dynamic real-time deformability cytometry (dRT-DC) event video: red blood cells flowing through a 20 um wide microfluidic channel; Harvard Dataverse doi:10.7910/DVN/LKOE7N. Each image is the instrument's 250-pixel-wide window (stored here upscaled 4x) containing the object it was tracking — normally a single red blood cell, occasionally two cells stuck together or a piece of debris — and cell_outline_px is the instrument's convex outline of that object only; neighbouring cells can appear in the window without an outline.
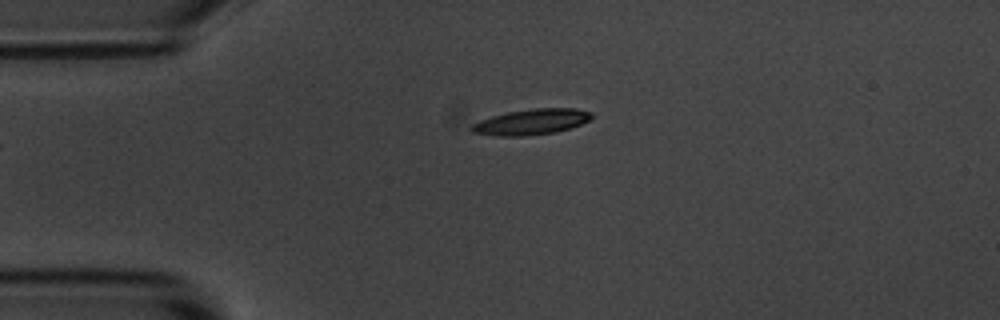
{"species": "common noctule bat (a hibernating species)", "species_latin": "Nyctalus noctula", "temperature_condition": "room temperature", "stored_images_in_passage": 1, "camera_frame_rate_fps": 3000, "um_per_image_px": 0.085, "animal": {"sex": "male", "body_mass_g": 20.1, "forearm_length_mm": 53.5}, "frame": {"image": 1, "passage_image": 1, "time_ms": 0.0, "image_size_px": [1000, 320], "cell_outline_px": [[592, 116], [588, 120], [580, 124], [556, 132], [524, 136], [496, 136], [472, 132], [468, 128], [472, 124], [480, 120], [492, 116], [508, 112], [536, 108], [576, 108], [592, 112]], "centroid_in_image_um": [45.13, 10.36], "position_along_channel_um": 39.9, "area_um2": 17.86}}